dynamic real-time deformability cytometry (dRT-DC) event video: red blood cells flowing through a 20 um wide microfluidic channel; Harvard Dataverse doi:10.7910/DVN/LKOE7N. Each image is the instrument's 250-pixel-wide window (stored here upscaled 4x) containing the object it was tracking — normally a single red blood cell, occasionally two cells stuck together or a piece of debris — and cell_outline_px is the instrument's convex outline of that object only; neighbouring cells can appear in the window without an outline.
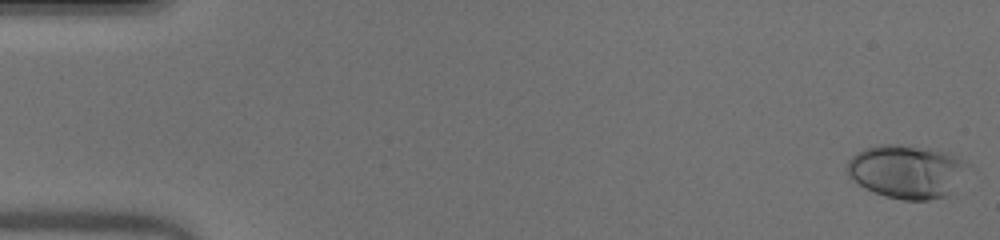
{"species": "human", "species_latin": "Homo sapiens", "temperature_condition": "warm", "stored_images_in_passage": 51, "camera_frame_rate_fps": 3000, "um_per_image_px": 0.085, "donor": {"sex": "male"}, "frame": {"image": 1, "passage_image": 1, "time_ms": 0.0, "image_size_px": [1000, 240], "cell_outline_px": [[968, 164], [948, 196], [928, 200], [904, 200], [884, 196], [864, 188], [848, 176], [848, 160], [856, 152], [864, 148], [880, 144], [900, 144], [928, 148], [948, 152], [956, 156]], "centroid_in_image_um": [77.01, 14.56], "position_along_channel_um": 8.0, "area_um2": 37.34}}
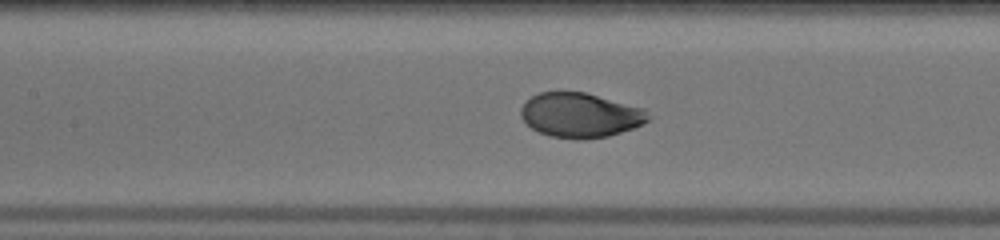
{"frame": {"image": 2, "passage_image": 24, "time_ms": 7.667, "image_size_px": [1000, 240], "cell_outline_px": [[648, 120], [632, 128], [608, 136], [584, 140], [576, 140], [548, 136], [532, 128], [520, 116], [520, 108], [532, 96], [540, 92], [584, 92], [644, 108], [648, 116]], "centroid_in_image_um": [49.29, 9.8], "position_along_channel_um": 158.1, "area_um2": 32.89}}
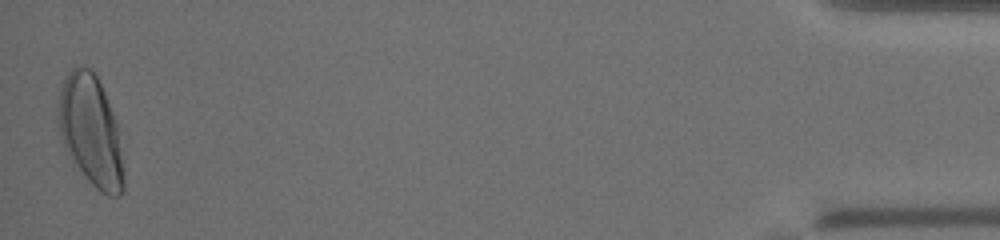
{"frame": {"image": 3, "passage_image": 51, "time_ms": 16.667, "image_size_px": [1000, 240], "cell_outline_px": [[124, 192], [120, 196], [108, 196], [96, 188], [88, 180], [68, 156], [60, 132], [56, 116], [56, 108], [60, 88], [68, 72], [72, 68], [84, 64], [96, 76], [104, 92], [116, 120], [124, 172]], "centroid_in_image_um": [7.7, 11.12], "position_along_channel_um": 427.5, "area_um2": 42.31}, "authors_computed_cell_mechanics": {"area_um2": 33.9286, "velocity_mm_per_s": 4.0053, "shape_relaxation_time_tau1_ms": 2.7675, "shape_relaxation_time_tau2_ms": null, "deformation_change_tau1": 0.1794, "deformation_change_tau2": null}}